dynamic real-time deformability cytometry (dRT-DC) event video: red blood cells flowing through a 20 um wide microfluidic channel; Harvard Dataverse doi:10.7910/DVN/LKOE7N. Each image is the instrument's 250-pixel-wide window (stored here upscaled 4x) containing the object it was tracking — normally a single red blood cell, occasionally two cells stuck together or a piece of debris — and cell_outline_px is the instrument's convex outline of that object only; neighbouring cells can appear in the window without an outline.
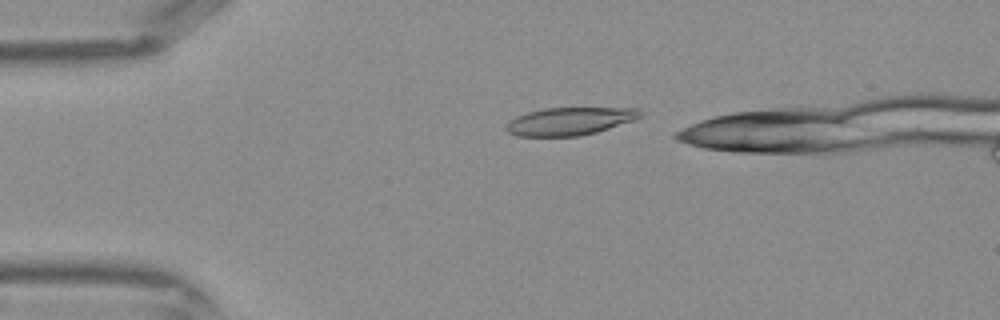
{"species": "Egyptian fruit bat (a non-hibernating species)", "species_latin": "Rousettus aegyptiacus", "temperature_condition": "warm", "stored_images_in_passage": 31, "camera_frame_rate_fps": 3000, "um_per_image_px": 0.085, "frame": {"image": 1, "passage_image": 2, "time_ms": 0.333, "image_size_px": [1000, 320], "cell_outline_px": [[640, 116], [632, 120], [596, 132], [580, 136], [516, 136], [508, 132], [504, 128], [504, 124], [508, 120], [516, 116], [528, 112], [544, 108], [640, 108]], "centroid_in_image_um": [48.33, 10.3], "position_along_channel_um": 36.7, "area_um2": 21.62}}
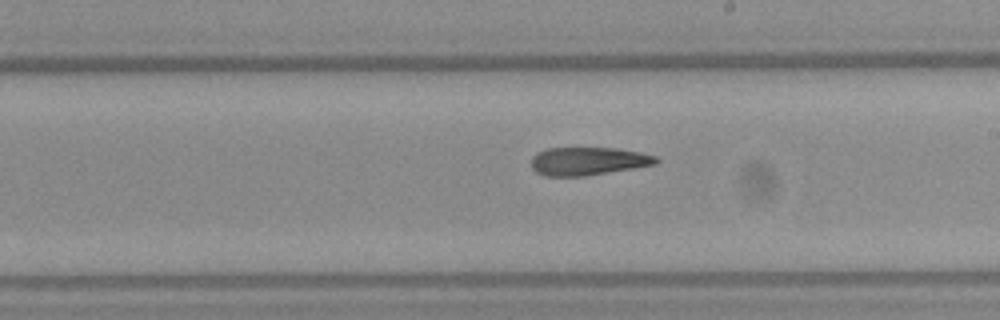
{"frame": {"image": 2, "passage_image": 17, "time_ms": 5.333, "image_size_px": [1000, 320], "cell_outline_px": [[660, 160], [656, 164], [584, 176], [544, 176], [536, 172], [532, 168], [532, 156], [536, 152], [548, 148], [616, 148], [640, 152], [656, 156]], "centroid_in_image_um": [49.97, 13.69], "position_along_channel_um": 239.0, "area_um2": 20.4}}
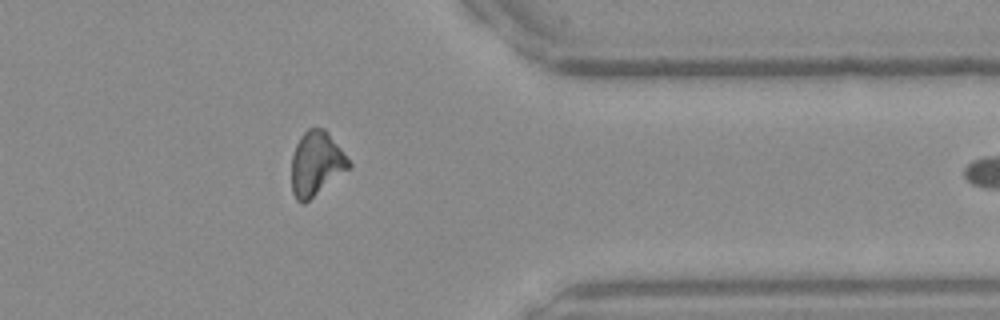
{"frame": {"image": 3, "passage_image": 27, "time_ms": 8.667, "image_size_px": [1000, 320], "cell_outline_px": [[352, 164], [348, 168], [304, 204], [300, 204], [296, 200], [292, 192], [292, 156], [296, 144], [300, 136], [308, 128], [324, 128], [328, 132]], "centroid_in_image_um": [26.84, 13.9], "position_along_channel_um": 384.6, "area_um2": 21.1}}